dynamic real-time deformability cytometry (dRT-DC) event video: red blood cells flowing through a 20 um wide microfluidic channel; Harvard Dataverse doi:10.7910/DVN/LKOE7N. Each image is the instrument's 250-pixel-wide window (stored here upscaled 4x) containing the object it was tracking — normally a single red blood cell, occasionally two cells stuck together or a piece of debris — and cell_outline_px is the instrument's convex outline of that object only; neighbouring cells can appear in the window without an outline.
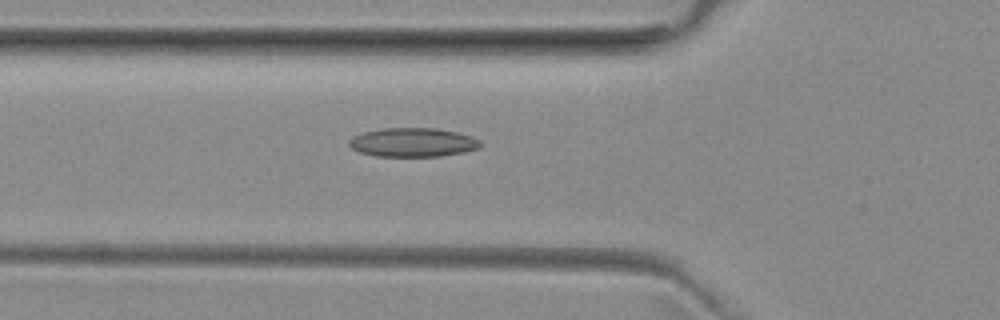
{"species": "common noctule bat (a hibernating species)", "species_latin": "Nyctalus noctula", "temperature_condition": "room temperature", "stored_images_in_passage": 33, "camera_frame_rate_fps": 3000, "um_per_image_px": 0.085, "animal": {"sex": "female", "body_mass_g": 29.2, "forearm_length_mm": 56.3}, "frame": {"image": 1, "passage_image": 2, "time_ms": 0.333, "image_size_px": [1000, 320], "cell_outline_px": [[480, 148], [464, 152], [440, 156], [376, 156], [360, 152], [352, 148], [348, 144], [348, 140], [352, 136], [364, 132], [384, 128], [436, 128], [456, 132], [472, 136], [480, 140]], "centroid_in_image_um": [35.09, 12.1], "position_along_channel_um": 90.7, "area_um2": 22.14}}
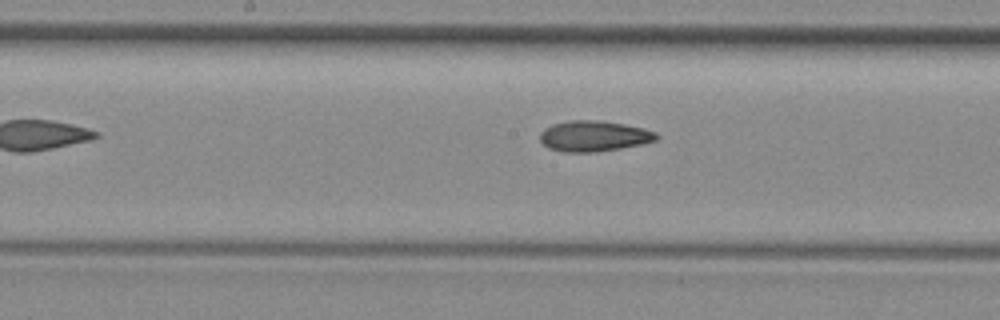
{"frame": {"image": 2, "passage_image": 10, "time_ms": 3.0, "image_size_px": [1000, 320], "cell_outline_px": [[660, 136], [656, 140], [644, 144], [596, 152], [564, 152], [548, 148], [540, 140], [540, 132], [544, 128], [552, 124], [568, 120], [604, 120], [644, 128], [656, 132]], "centroid_in_image_um": [50.49, 11.56], "position_along_channel_um": 197.7, "area_um2": 21.1}}
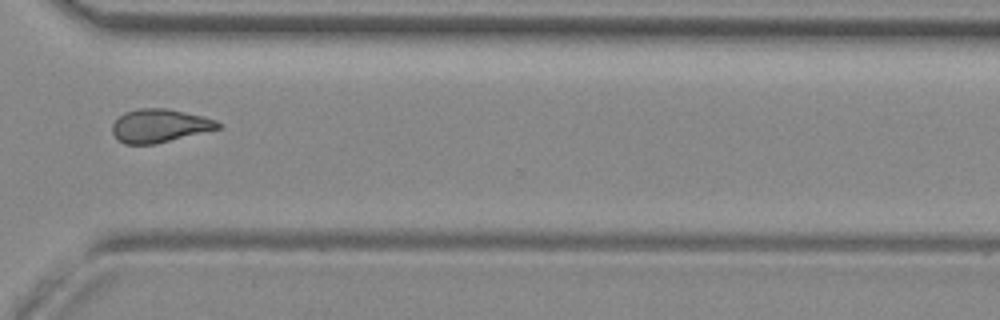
{"frame": {"image": 3, "passage_image": 22, "time_ms": 7.0, "image_size_px": [1000, 320], "cell_outline_px": [[224, 124], [220, 128], [152, 144], [124, 144], [116, 140], [112, 132], [112, 124], [124, 112], [140, 108], [164, 108], [204, 116], [216, 120]], "centroid_in_image_um": [13.54, 10.68], "position_along_channel_um": 357.1, "area_um2": 20.4}}